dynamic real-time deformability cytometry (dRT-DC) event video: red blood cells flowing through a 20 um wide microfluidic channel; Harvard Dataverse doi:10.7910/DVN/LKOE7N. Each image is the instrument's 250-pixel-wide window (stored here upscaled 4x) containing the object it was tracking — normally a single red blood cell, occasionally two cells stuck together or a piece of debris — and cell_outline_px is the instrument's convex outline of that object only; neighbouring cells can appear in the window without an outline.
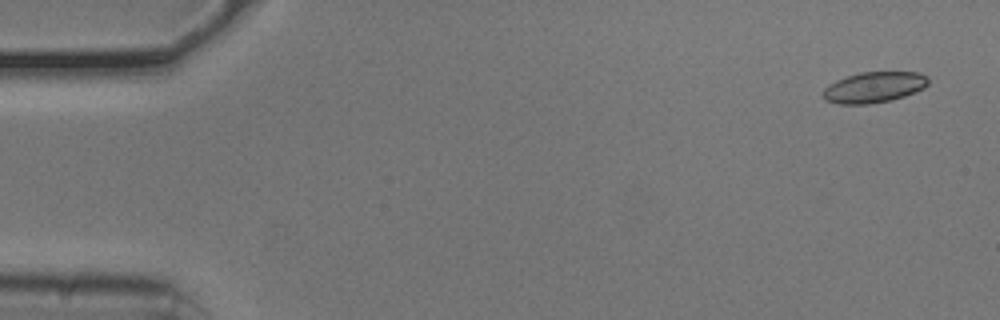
{"species": "common noctule bat (a hibernating species)", "species_latin": "Nyctalus noctula", "temperature_condition": "cold", "stored_images_in_passage": 15, "camera_frame_rate_fps": 3000, "um_per_image_px": 0.085, "animal": {"sex": "male", "body_mass_g": 20.5, "forearm_length_mm": 52.5}, "frame": {"image": 1, "passage_image": 3, "time_ms": 0.667, "image_size_px": [1000, 320], "cell_outline_px": [[928, 84], [924, 88], [916, 92], [892, 100], [868, 104], [840, 104], [824, 100], [824, 88], [828, 84], [836, 80], [860, 72], [920, 72], [928, 76]], "centroid_in_image_um": [74.31, 7.41], "position_along_channel_um": 10.7, "area_um2": 18.96}}